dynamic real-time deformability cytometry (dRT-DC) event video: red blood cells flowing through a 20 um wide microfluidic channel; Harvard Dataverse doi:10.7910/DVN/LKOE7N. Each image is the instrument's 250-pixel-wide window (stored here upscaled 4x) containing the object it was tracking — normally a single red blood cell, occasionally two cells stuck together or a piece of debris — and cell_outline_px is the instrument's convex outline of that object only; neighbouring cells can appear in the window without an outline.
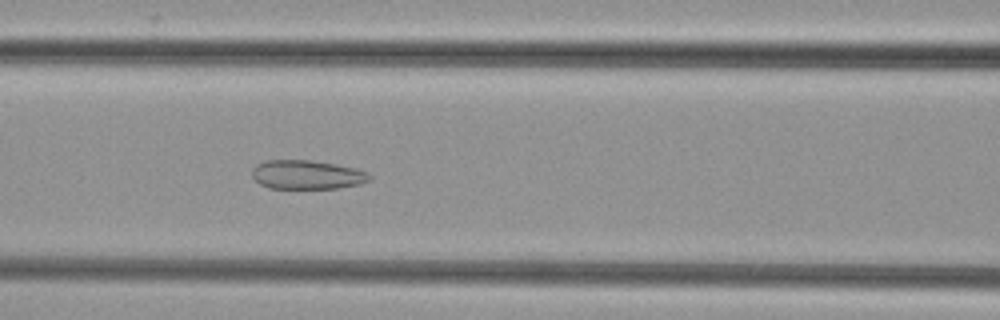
{"species": "common noctule bat (a hibernating species)", "species_latin": "Nyctalus noctula", "temperature_condition": "cold", "stored_images_in_passage": 52, "camera_frame_rate_fps": 3000, "um_per_image_px": 0.085, "animal": {"sex": "female", "body_mass_g": 29.2, "forearm_length_mm": 56.3}, "frame": {"image": 1, "passage_image": 23, "time_ms": 7.333, "image_size_px": [1000, 320], "cell_outline_px": [[372, 180], [360, 184], [336, 188], [268, 188], [260, 184], [252, 176], [252, 168], [256, 164], [264, 160], [312, 160], [336, 164], [356, 168], [368, 172], [372, 176]], "centroid_in_image_um": [26.11, 14.84], "position_along_channel_um": 140.5, "area_um2": 20.06}}
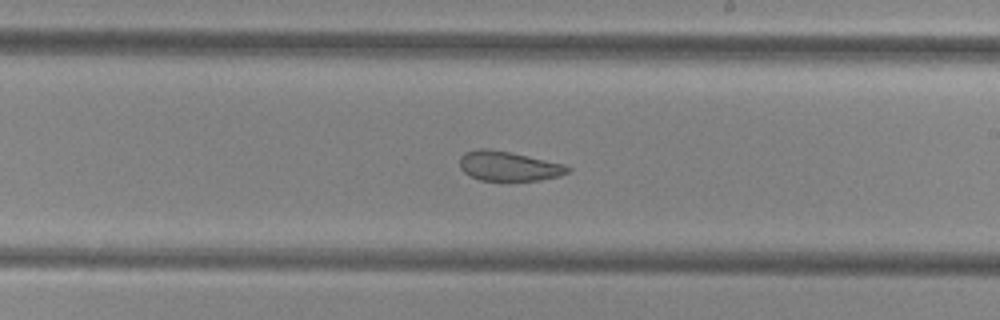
{"frame": {"image": 2, "passage_image": 31, "time_ms": 10.0, "image_size_px": [1000, 320], "cell_outline_px": [[572, 168], [568, 172], [560, 176], [540, 180], [480, 180], [464, 172], [460, 168], [460, 156], [464, 152], [480, 148], [488, 148], [508, 152], [564, 164]], "centroid_in_image_um": [43.22, 14.12], "position_along_channel_um": 245.8, "area_um2": 18.44}}
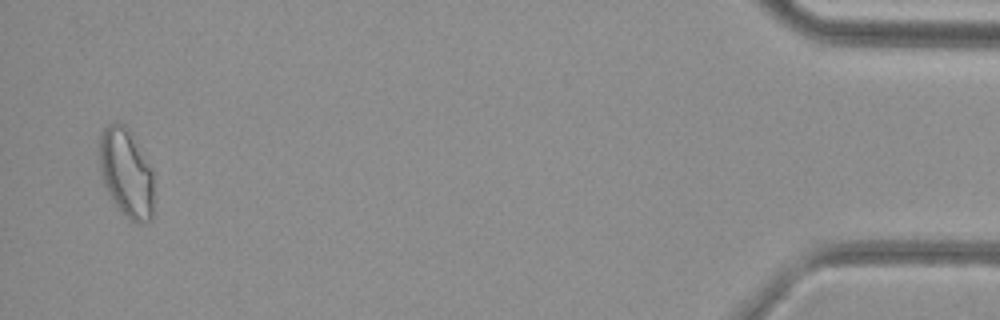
{"frame": {"image": 3, "passage_image": 51, "time_ms": 16.667, "image_size_px": [1000, 320], "cell_outline_px": [[152, 220], [144, 224], [132, 220], [108, 196], [104, 188], [100, 172], [100, 132], [108, 124], [124, 124], [128, 128], [152, 168]], "centroid_in_image_um": [10.72, 14.69], "position_along_channel_um": 424.5, "area_um2": 27.86}}